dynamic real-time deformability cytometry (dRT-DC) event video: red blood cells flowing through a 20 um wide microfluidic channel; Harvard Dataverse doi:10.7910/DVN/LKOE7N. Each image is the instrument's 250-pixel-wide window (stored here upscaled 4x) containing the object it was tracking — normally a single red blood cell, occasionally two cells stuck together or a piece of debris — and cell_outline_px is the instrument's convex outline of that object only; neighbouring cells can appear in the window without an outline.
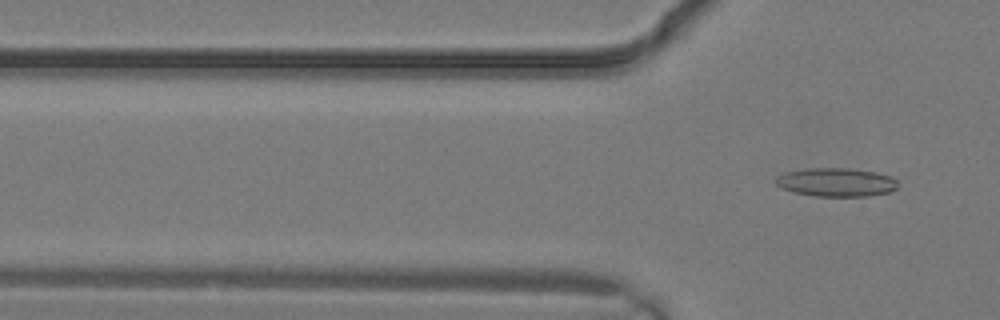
{"species": "common noctule bat (a hibernating species)", "species_latin": "Nyctalus noctula", "temperature_condition": "warm", "stored_images_in_passage": 4, "camera_frame_rate_fps": 3000, "um_per_image_px": 0.085, "animal": {"sex": "male", "body_mass_g": 19.2, "forearm_length_mm": 51.8}, "frame": {"image": 1, "passage_image": 4, "time_ms": 1.0, "image_size_px": [1000, 320], "cell_outline_px": [[896, 188], [888, 192], [868, 196], [816, 196], [796, 192], [784, 188], [776, 184], [776, 176], [784, 172], [804, 168], [848, 168], [876, 172], [892, 176], [896, 180]], "centroid_in_image_um": [71.07, 15.47], "position_along_channel_um": 54.7, "area_um2": 20.23}}